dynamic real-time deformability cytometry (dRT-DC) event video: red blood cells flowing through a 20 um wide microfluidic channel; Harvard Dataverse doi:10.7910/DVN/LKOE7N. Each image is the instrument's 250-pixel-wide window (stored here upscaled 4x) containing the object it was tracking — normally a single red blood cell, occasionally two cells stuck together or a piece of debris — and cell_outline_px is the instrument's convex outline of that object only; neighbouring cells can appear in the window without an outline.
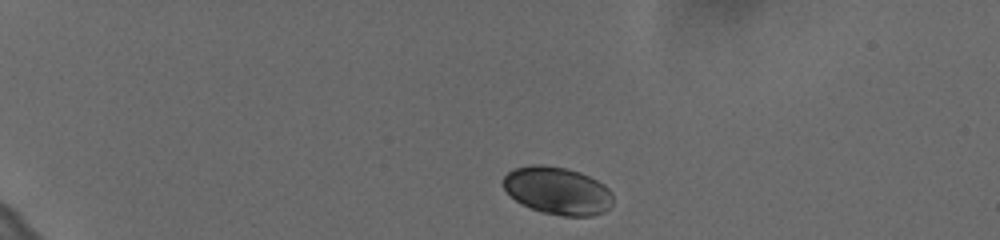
{"species": "human", "species_latin": "Homo sapiens", "temperature_condition": "cold", "stored_images_in_passage": 7, "camera_frame_rate_fps": 3000, "um_per_image_px": 0.085, "donor": {"sex": "female"}, "frame": {"image": 1, "passage_image": 1, "time_ms": 0.0, "image_size_px": [1000, 240], "cell_outline_px": [[612, 204], [604, 212], [592, 216], [564, 216], [540, 212], [520, 204], [504, 188], [504, 176], [508, 172], [516, 168], [532, 164], [544, 164], [564, 168], [580, 172], [604, 184], [608, 188], [612, 196]], "centroid_in_image_um": [47.39, 16.22], "position_along_channel_um": 37.6, "area_um2": 30.4}}
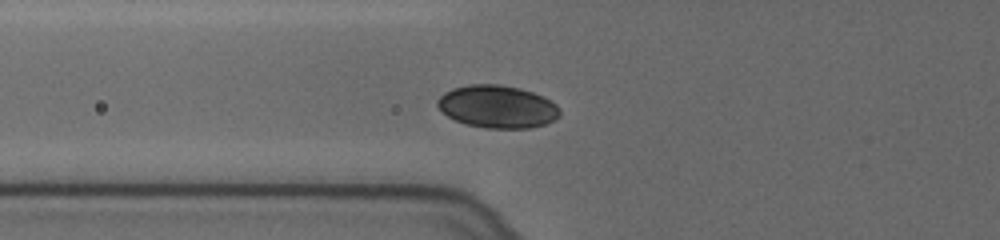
{"frame": {"image": 2, "passage_image": 5, "time_ms": 1.333, "image_size_px": [1000, 240], "cell_outline_px": [[560, 116], [544, 124], [528, 128], [484, 128], [464, 124], [448, 116], [436, 104], [436, 100], [444, 92], [452, 88], [468, 84], [500, 84], [520, 88], [532, 92], [556, 104], [560, 108]], "centroid_in_image_um": [42.25, 9.06], "position_along_channel_um": 83.6, "area_um2": 30.35}}
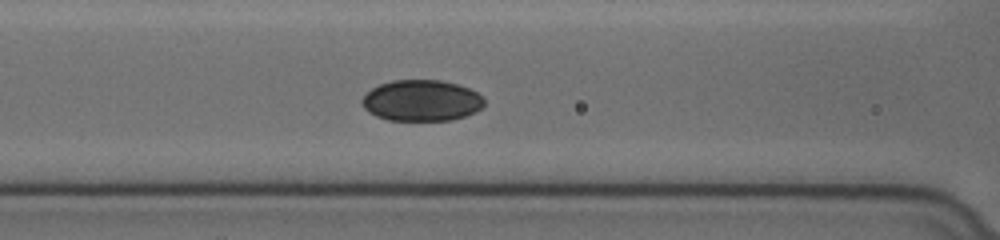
{"frame": {"image": 3, "passage_image": 7, "time_ms": 2.0, "image_size_px": [1000, 240], "cell_outline_px": [[484, 104], [476, 112], [452, 120], [388, 120], [376, 116], [368, 112], [364, 108], [360, 100], [372, 88], [380, 84], [392, 80], [440, 80], [456, 84], [468, 88], [484, 96]], "centroid_in_image_um": [35.82, 8.55], "position_along_channel_um": 130.8, "area_um2": 29.3}}